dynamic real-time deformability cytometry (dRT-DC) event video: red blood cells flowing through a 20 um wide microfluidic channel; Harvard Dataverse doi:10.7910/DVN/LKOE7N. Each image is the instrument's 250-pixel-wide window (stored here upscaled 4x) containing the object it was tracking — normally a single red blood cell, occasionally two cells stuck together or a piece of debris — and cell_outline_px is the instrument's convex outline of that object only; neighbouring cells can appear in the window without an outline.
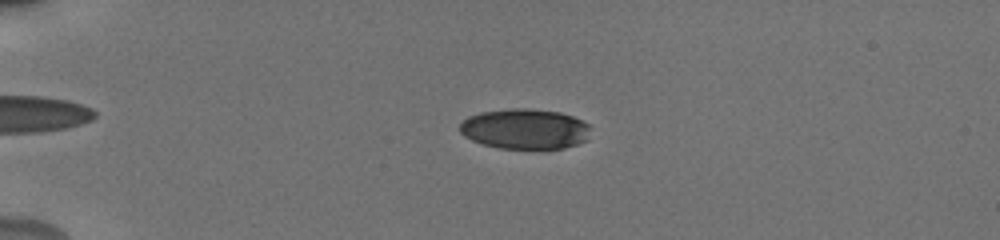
{"species": "human", "species_latin": "Homo sapiens", "temperature_condition": "cold", "stored_images_in_passage": 56, "camera_frame_rate_fps": 3000, "um_per_image_px": 0.085, "donor": {"sex": "male"}, "frame": {"image": 1, "passage_image": 15, "time_ms": 4.667, "image_size_px": [1000, 240], "cell_outline_px": [[588, 140], [564, 148], [544, 152], [500, 148], [484, 144], [472, 140], [464, 136], [460, 132], [460, 124], [468, 116], [480, 112], [512, 108], [528, 108], [560, 112], [572, 116], [588, 124]], "centroid_in_image_um": [44.63, 11.0], "position_along_channel_um": 40.4, "area_um2": 31.44}}
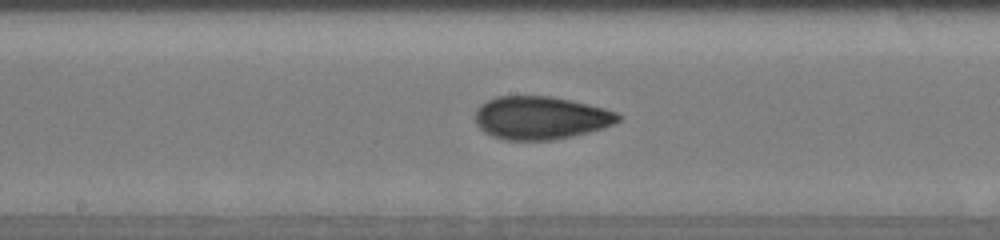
{"frame": {"image": 2, "passage_image": 32, "time_ms": 10.333, "image_size_px": [1000, 240], "cell_outline_px": [[624, 116], [620, 120], [604, 128], [572, 136], [552, 140], [504, 140], [492, 136], [484, 132], [476, 124], [476, 108], [480, 104], [496, 96], [552, 96], [588, 104], [604, 108], [616, 112]], "centroid_in_image_um": [45.95, 10.01], "position_along_channel_um": 202.2, "area_um2": 36.01}}
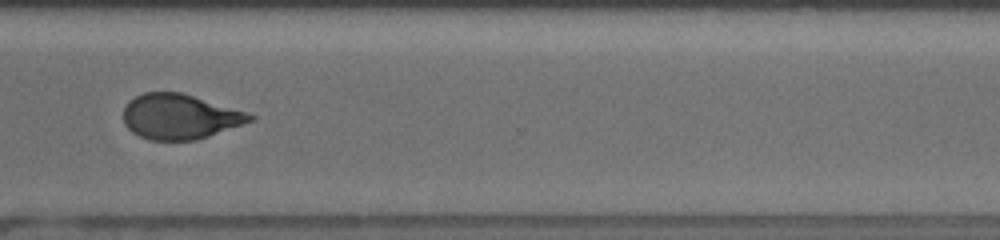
{"frame": {"image": 3, "passage_image": 44, "time_ms": 14.333, "image_size_px": [1000, 240], "cell_outline_px": [[256, 116], [252, 120], [208, 136], [196, 140], [148, 140], [132, 132], [124, 124], [124, 108], [128, 100], [144, 92], [180, 92], [244, 112]], "centroid_in_image_um": [15.2, 9.92], "position_along_channel_um": 355.4, "area_um2": 32.66}, "authors_computed_cell_mechanics": {"area_um2": 33.2928, "velocity_mm_per_s": 3.8344, "shape_relaxation_time_tau1_ms": 3.6649, "shape_relaxation_time_tau2_ms": 1.9971, "deformation_change_tau1": 0.1532, "deformation_change_tau2": 0.0752}}